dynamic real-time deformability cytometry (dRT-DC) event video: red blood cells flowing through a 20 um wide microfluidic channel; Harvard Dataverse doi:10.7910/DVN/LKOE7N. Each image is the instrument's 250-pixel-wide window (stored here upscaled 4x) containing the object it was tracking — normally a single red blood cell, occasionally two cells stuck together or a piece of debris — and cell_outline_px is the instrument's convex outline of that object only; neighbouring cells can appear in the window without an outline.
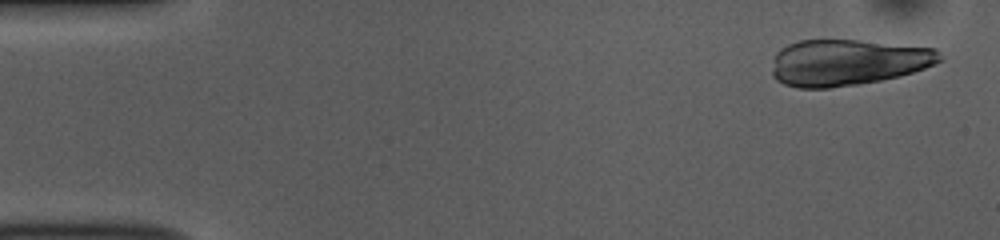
{"species": "common noctule bat (a hibernating species)", "species_latin": "Nyctalus noctula", "temperature_condition": "room temperature", "stored_images_in_passage": 17, "camera_frame_rate_fps": 3000, "um_per_image_px": 0.085, "animal": {"sex": "female", "body_mass_g": 10.0, "forearm_length_mm": 53.1}, "frame": {"image": 1, "passage_image": 2, "time_ms": 0.333, "image_size_px": [1000, 240], "cell_outline_px": [[932, 60], [928, 64], [920, 68], [908, 72], [868, 80], [840, 84], [792, 84], [876, 48], [928, 48]], "centroid_in_image_um": [74.17, 5.62], "position_along_channel_um": 10.8, "area_um2": 19.71}}